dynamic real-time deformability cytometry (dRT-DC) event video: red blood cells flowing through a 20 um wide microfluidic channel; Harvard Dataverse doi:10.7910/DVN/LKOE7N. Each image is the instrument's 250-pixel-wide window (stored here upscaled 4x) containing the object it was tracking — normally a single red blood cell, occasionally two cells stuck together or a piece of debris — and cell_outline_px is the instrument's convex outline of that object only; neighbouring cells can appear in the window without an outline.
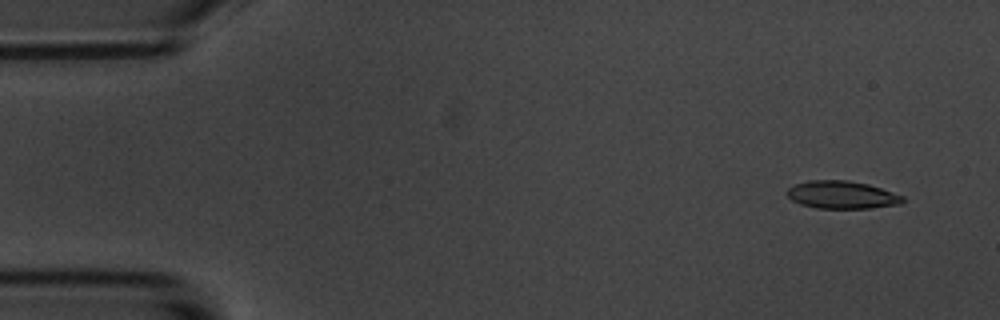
{"species": "common noctule bat (a hibernating species)", "species_latin": "Nyctalus noctula", "temperature_condition": "room temperature", "stored_images_in_passage": 12, "camera_frame_rate_fps": 3000, "um_per_image_px": 0.085, "animal": {"sex": "male", "body_mass_g": 20.1, "forearm_length_mm": 53.5}, "frame": {"image": 1, "passage_image": 1, "time_ms": 0.0, "image_size_px": [1000, 320], "cell_outline_px": [[904, 200], [900, 204], [872, 208], [816, 208], [800, 204], [792, 200], [784, 192], [788, 188], [796, 184], [808, 180], [848, 180], [868, 184], [904, 196]], "centroid_in_image_um": [71.54, 16.56], "position_along_channel_um": 13.5, "area_um2": 18.73}}
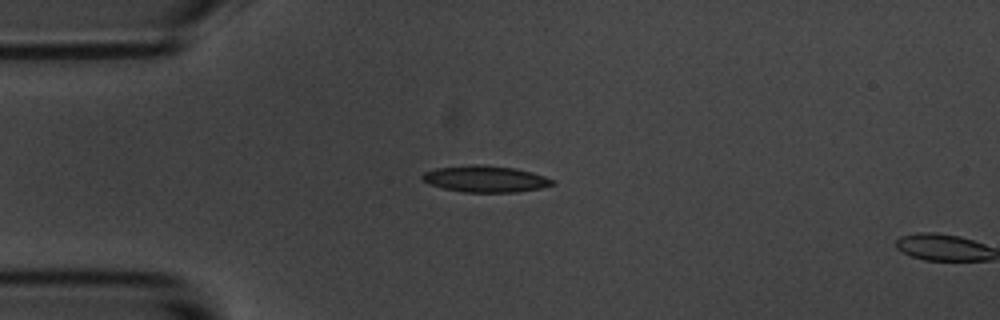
{"frame": {"image": 2, "passage_image": 11, "time_ms": 3.333, "image_size_px": [1000, 320], "cell_outline_px": [[556, 184], [540, 188], [516, 192], [464, 192], [444, 188], [428, 184], [420, 176], [424, 172], [436, 168], [472, 164], [484, 164], [516, 168], [532, 172], [556, 180]], "centroid_in_image_um": [41.28, 15.2], "position_along_channel_um": 43.7, "area_um2": 20.23}}